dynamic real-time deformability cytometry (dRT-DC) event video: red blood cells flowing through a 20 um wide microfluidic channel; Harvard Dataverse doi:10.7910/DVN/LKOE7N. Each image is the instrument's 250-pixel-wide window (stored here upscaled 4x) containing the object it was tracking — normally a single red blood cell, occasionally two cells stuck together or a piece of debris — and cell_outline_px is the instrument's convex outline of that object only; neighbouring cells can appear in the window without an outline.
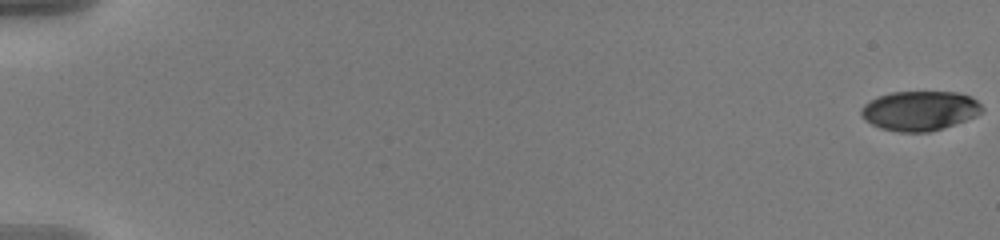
{"species": "human", "species_latin": "Homo sapiens", "temperature_condition": "warm", "stored_images_in_passage": 58, "camera_frame_rate_fps": 3000, "um_per_image_px": 0.085, "donor": {"sex": "male"}, "frame": {"image": 1, "passage_image": 1, "time_ms": 0.0, "image_size_px": [1000, 240], "cell_outline_px": [[984, 112], [976, 116], [928, 132], [900, 132], [880, 128], [864, 120], [860, 116], [860, 108], [864, 104], [876, 96], [892, 92], [956, 92], [972, 96], [984, 108]], "centroid_in_image_um": [78.15, 9.4], "position_along_channel_um": 6.9, "area_um2": 27.98}}
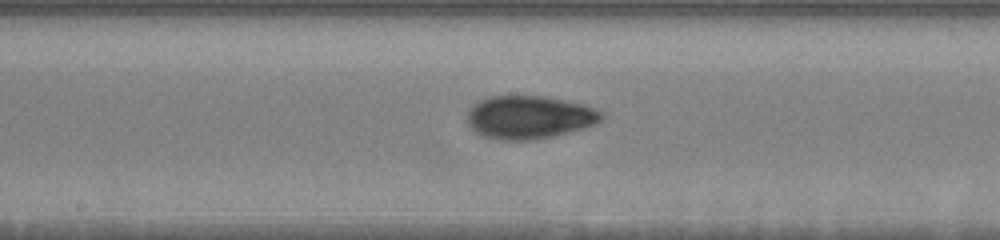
{"frame": {"image": 2, "passage_image": 33, "time_ms": 10.667, "image_size_px": [1000, 240], "cell_outline_px": [[604, 116], [596, 124], [584, 128], [536, 140], [500, 140], [484, 136], [476, 132], [464, 120], [472, 104], [488, 96], [544, 96], [584, 104], [596, 108], [604, 112]], "centroid_in_image_um": [44.98, 9.96], "position_along_channel_um": 203.2, "area_um2": 34.04}}
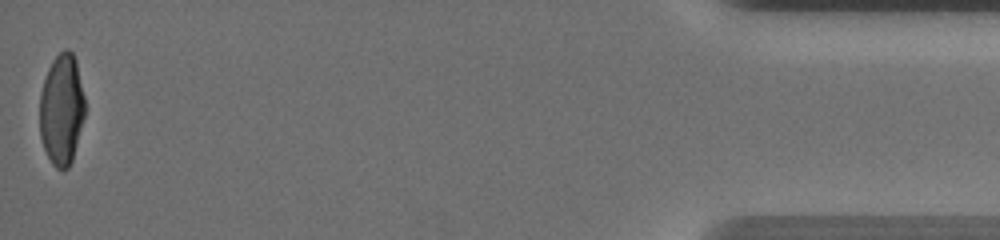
{"frame": {"image": 3, "passage_image": 58, "time_ms": 19.0, "image_size_px": [1000, 240], "cell_outline_px": [[84, 116], [72, 160], [68, 168], [56, 168], [52, 164], [44, 148], [40, 136], [40, 92], [48, 68], [52, 60], [64, 48], [68, 48], [72, 52], [76, 60], [84, 96]], "centroid_in_image_um": [5.23, 9.27], "position_along_channel_um": 430.0, "area_um2": 29.07}, "authors_computed_cell_mechanics": {"area_um2": 30.8074, "velocity_mm_per_s": 3.6464, "shape_relaxation_time_tau1_ms": 3.9238, "shape_relaxation_time_tau2_ms": 3.1036, "deformation_change_tau1": 0.1861, "deformation_change_tau2": 0.0614}}